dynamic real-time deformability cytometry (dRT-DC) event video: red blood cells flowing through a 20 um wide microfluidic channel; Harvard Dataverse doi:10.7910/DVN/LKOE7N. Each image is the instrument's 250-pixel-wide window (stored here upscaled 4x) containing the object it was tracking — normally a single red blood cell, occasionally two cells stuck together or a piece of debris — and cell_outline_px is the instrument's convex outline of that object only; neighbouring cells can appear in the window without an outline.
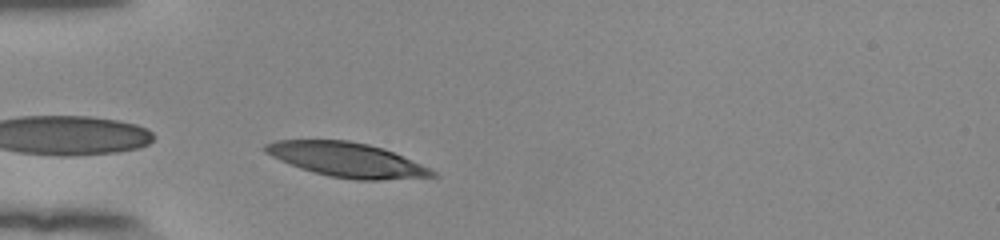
{"species": "human", "species_latin": "Homo sapiens", "temperature_condition": "room temperature", "stored_images_in_passage": 28, "camera_frame_rate_fps": 3000, "um_per_image_px": 0.085, "donor": {"sex": "female"}, "frame": {"image": 1, "passage_image": 1, "time_ms": 0.0, "image_size_px": [1000, 240], "cell_outline_px": [[440, 176], [380, 180], [356, 180], [332, 176], [300, 168], [280, 160], [264, 152], [264, 144], [276, 140], [348, 140], [368, 144], [384, 148], [420, 164], [436, 172]], "centroid_in_image_um": [29.48, 13.57], "position_along_channel_um": 55.5, "area_um2": 33.18}}
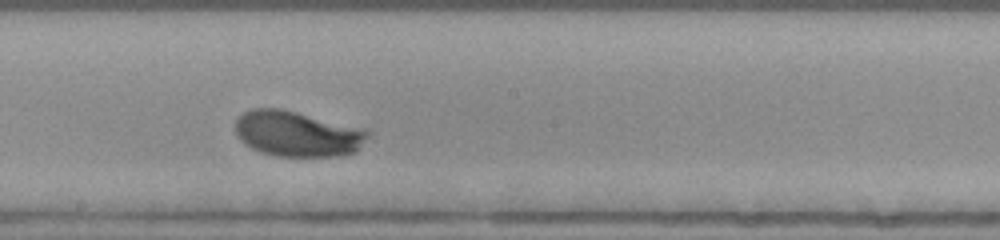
{"frame": {"image": 2, "passage_image": 15, "time_ms": 4.667, "image_size_px": [1000, 240], "cell_outline_px": [[368, 136], [356, 152], [340, 156], [276, 156], [260, 152], [252, 148], [240, 140], [236, 136], [236, 120], [244, 112], [252, 108], [280, 108], [364, 128], [368, 132]], "centroid_in_image_um": [25.26, 11.37], "position_along_channel_um": 222.9, "area_um2": 35.08}}
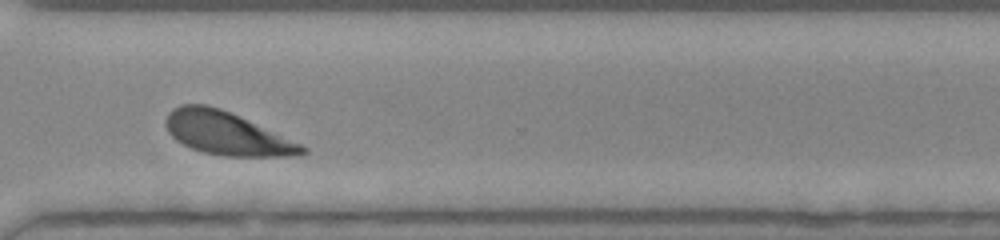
{"frame": {"image": 3, "passage_image": 25, "time_ms": 8.0, "image_size_px": [1000, 240], "cell_outline_px": [[308, 152], [300, 156], [224, 156], [204, 152], [192, 148], [176, 140], [168, 132], [164, 124], [168, 112], [172, 108], [180, 104], [208, 104], [220, 108], [300, 144], [308, 148]], "centroid_in_image_um": [19.22, 11.33], "position_along_channel_um": 351.4, "area_um2": 33.81}, "authors_computed_cell_mechanics": {"area_um2": 34.5933, "velocity_mm_per_s": 3.8309, "shape_relaxation_time_tau1_ms": 2.2783, "shape_relaxation_time_tau2_ms": null, "deformation_change_tau1": 0.1688, "deformation_change_tau2": null}}